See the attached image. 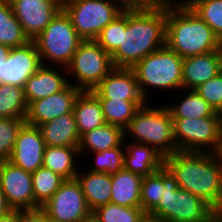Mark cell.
<instances>
[{
  "label": "cell",
  "instance_id": "1",
  "mask_svg": "<svg viewBox=\"0 0 222 222\" xmlns=\"http://www.w3.org/2000/svg\"><path fill=\"white\" fill-rule=\"evenodd\" d=\"M166 6L157 10L123 11L121 43L111 55L114 68H133L148 54L165 46Z\"/></svg>",
  "mask_w": 222,
  "mask_h": 222
},
{
  "label": "cell",
  "instance_id": "2",
  "mask_svg": "<svg viewBox=\"0 0 222 222\" xmlns=\"http://www.w3.org/2000/svg\"><path fill=\"white\" fill-rule=\"evenodd\" d=\"M164 166L179 188L198 196L218 214L222 211V162L217 153L178 151L164 157Z\"/></svg>",
  "mask_w": 222,
  "mask_h": 222
},
{
  "label": "cell",
  "instance_id": "3",
  "mask_svg": "<svg viewBox=\"0 0 222 222\" xmlns=\"http://www.w3.org/2000/svg\"><path fill=\"white\" fill-rule=\"evenodd\" d=\"M165 45L182 58L222 51L210 26L187 4L166 5Z\"/></svg>",
  "mask_w": 222,
  "mask_h": 222
},
{
  "label": "cell",
  "instance_id": "4",
  "mask_svg": "<svg viewBox=\"0 0 222 222\" xmlns=\"http://www.w3.org/2000/svg\"><path fill=\"white\" fill-rule=\"evenodd\" d=\"M164 194L149 214L166 222H218V213L205 201L179 188L178 182L163 165Z\"/></svg>",
  "mask_w": 222,
  "mask_h": 222
},
{
  "label": "cell",
  "instance_id": "5",
  "mask_svg": "<svg viewBox=\"0 0 222 222\" xmlns=\"http://www.w3.org/2000/svg\"><path fill=\"white\" fill-rule=\"evenodd\" d=\"M125 139L153 147L163 157L178 152L174 140L173 119L164 105L157 108L147 102L142 106L124 129ZM131 135V136H130Z\"/></svg>",
  "mask_w": 222,
  "mask_h": 222
},
{
  "label": "cell",
  "instance_id": "6",
  "mask_svg": "<svg viewBox=\"0 0 222 222\" xmlns=\"http://www.w3.org/2000/svg\"><path fill=\"white\" fill-rule=\"evenodd\" d=\"M182 67L183 58L165 45L148 54L131 69L136 75L142 96L149 102L147 94L151 90H182Z\"/></svg>",
  "mask_w": 222,
  "mask_h": 222
},
{
  "label": "cell",
  "instance_id": "7",
  "mask_svg": "<svg viewBox=\"0 0 222 222\" xmlns=\"http://www.w3.org/2000/svg\"><path fill=\"white\" fill-rule=\"evenodd\" d=\"M33 41L43 65L56 64L62 69L71 63L82 39L75 31L69 16L61 9Z\"/></svg>",
  "mask_w": 222,
  "mask_h": 222
},
{
  "label": "cell",
  "instance_id": "8",
  "mask_svg": "<svg viewBox=\"0 0 222 222\" xmlns=\"http://www.w3.org/2000/svg\"><path fill=\"white\" fill-rule=\"evenodd\" d=\"M69 83L81 91H92L113 69L111 56L95 41L82 40L66 67Z\"/></svg>",
  "mask_w": 222,
  "mask_h": 222
},
{
  "label": "cell",
  "instance_id": "9",
  "mask_svg": "<svg viewBox=\"0 0 222 222\" xmlns=\"http://www.w3.org/2000/svg\"><path fill=\"white\" fill-rule=\"evenodd\" d=\"M172 119L178 151L218 153L222 141V116Z\"/></svg>",
  "mask_w": 222,
  "mask_h": 222
},
{
  "label": "cell",
  "instance_id": "10",
  "mask_svg": "<svg viewBox=\"0 0 222 222\" xmlns=\"http://www.w3.org/2000/svg\"><path fill=\"white\" fill-rule=\"evenodd\" d=\"M62 9L82 40H95L101 30L123 12L113 0H76L65 2Z\"/></svg>",
  "mask_w": 222,
  "mask_h": 222
},
{
  "label": "cell",
  "instance_id": "11",
  "mask_svg": "<svg viewBox=\"0 0 222 222\" xmlns=\"http://www.w3.org/2000/svg\"><path fill=\"white\" fill-rule=\"evenodd\" d=\"M41 209L54 222H81L92 213L76 178L65 180Z\"/></svg>",
  "mask_w": 222,
  "mask_h": 222
},
{
  "label": "cell",
  "instance_id": "12",
  "mask_svg": "<svg viewBox=\"0 0 222 222\" xmlns=\"http://www.w3.org/2000/svg\"><path fill=\"white\" fill-rule=\"evenodd\" d=\"M0 187L12 209L35 210L32 173L8 160L0 161Z\"/></svg>",
  "mask_w": 222,
  "mask_h": 222
},
{
  "label": "cell",
  "instance_id": "13",
  "mask_svg": "<svg viewBox=\"0 0 222 222\" xmlns=\"http://www.w3.org/2000/svg\"><path fill=\"white\" fill-rule=\"evenodd\" d=\"M41 65L34 41L11 48L6 61L0 64V84L24 87Z\"/></svg>",
  "mask_w": 222,
  "mask_h": 222
},
{
  "label": "cell",
  "instance_id": "14",
  "mask_svg": "<svg viewBox=\"0 0 222 222\" xmlns=\"http://www.w3.org/2000/svg\"><path fill=\"white\" fill-rule=\"evenodd\" d=\"M8 1L30 41H33L62 9V6L53 0Z\"/></svg>",
  "mask_w": 222,
  "mask_h": 222
},
{
  "label": "cell",
  "instance_id": "15",
  "mask_svg": "<svg viewBox=\"0 0 222 222\" xmlns=\"http://www.w3.org/2000/svg\"><path fill=\"white\" fill-rule=\"evenodd\" d=\"M44 149L45 142L39 127L25 122L18 131L8 161L26 172L34 173L43 166Z\"/></svg>",
  "mask_w": 222,
  "mask_h": 222
},
{
  "label": "cell",
  "instance_id": "16",
  "mask_svg": "<svg viewBox=\"0 0 222 222\" xmlns=\"http://www.w3.org/2000/svg\"><path fill=\"white\" fill-rule=\"evenodd\" d=\"M80 89L70 83L60 92L31 102L28 105L26 123L39 126L49 120L73 112L76 97Z\"/></svg>",
  "mask_w": 222,
  "mask_h": 222
},
{
  "label": "cell",
  "instance_id": "17",
  "mask_svg": "<svg viewBox=\"0 0 222 222\" xmlns=\"http://www.w3.org/2000/svg\"><path fill=\"white\" fill-rule=\"evenodd\" d=\"M97 98L146 101L132 69L114 68L92 91Z\"/></svg>",
  "mask_w": 222,
  "mask_h": 222
},
{
  "label": "cell",
  "instance_id": "18",
  "mask_svg": "<svg viewBox=\"0 0 222 222\" xmlns=\"http://www.w3.org/2000/svg\"><path fill=\"white\" fill-rule=\"evenodd\" d=\"M222 71V51L183 58L182 91L194 90Z\"/></svg>",
  "mask_w": 222,
  "mask_h": 222
},
{
  "label": "cell",
  "instance_id": "19",
  "mask_svg": "<svg viewBox=\"0 0 222 222\" xmlns=\"http://www.w3.org/2000/svg\"><path fill=\"white\" fill-rule=\"evenodd\" d=\"M60 66L41 65L24 85V95L27 105L63 90L68 84L67 69ZM61 70V72H60ZM65 72V74H64Z\"/></svg>",
  "mask_w": 222,
  "mask_h": 222
},
{
  "label": "cell",
  "instance_id": "20",
  "mask_svg": "<svg viewBox=\"0 0 222 222\" xmlns=\"http://www.w3.org/2000/svg\"><path fill=\"white\" fill-rule=\"evenodd\" d=\"M45 146L79 147L80 135L73 112L38 126Z\"/></svg>",
  "mask_w": 222,
  "mask_h": 222
},
{
  "label": "cell",
  "instance_id": "21",
  "mask_svg": "<svg viewBox=\"0 0 222 222\" xmlns=\"http://www.w3.org/2000/svg\"><path fill=\"white\" fill-rule=\"evenodd\" d=\"M124 168L133 173L148 176L164 165V157L153 147L132 141L124 145Z\"/></svg>",
  "mask_w": 222,
  "mask_h": 222
},
{
  "label": "cell",
  "instance_id": "22",
  "mask_svg": "<svg viewBox=\"0 0 222 222\" xmlns=\"http://www.w3.org/2000/svg\"><path fill=\"white\" fill-rule=\"evenodd\" d=\"M81 169L80 172L78 171L76 179L82 188L89 209L94 211L96 208L110 203L111 174L91 172L89 170L85 173Z\"/></svg>",
  "mask_w": 222,
  "mask_h": 222
},
{
  "label": "cell",
  "instance_id": "23",
  "mask_svg": "<svg viewBox=\"0 0 222 222\" xmlns=\"http://www.w3.org/2000/svg\"><path fill=\"white\" fill-rule=\"evenodd\" d=\"M142 176L122 168L111 174V203L124 207H141Z\"/></svg>",
  "mask_w": 222,
  "mask_h": 222
},
{
  "label": "cell",
  "instance_id": "24",
  "mask_svg": "<svg viewBox=\"0 0 222 222\" xmlns=\"http://www.w3.org/2000/svg\"><path fill=\"white\" fill-rule=\"evenodd\" d=\"M73 114L80 137L106 123L99 99L91 91H81L78 94L74 102Z\"/></svg>",
  "mask_w": 222,
  "mask_h": 222
},
{
  "label": "cell",
  "instance_id": "25",
  "mask_svg": "<svg viewBox=\"0 0 222 222\" xmlns=\"http://www.w3.org/2000/svg\"><path fill=\"white\" fill-rule=\"evenodd\" d=\"M124 129L105 123L81 136L79 154L99 152L118 147L125 143ZM88 151V152H87Z\"/></svg>",
  "mask_w": 222,
  "mask_h": 222
},
{
  "label": "cell",
  "instance_id": "26",
  "mask_svg": "<svg viewBox=\"0 0 222 222\" xmlns=\"http://www.w3.org/2000/svg\"><path fill=\"white\" fill-rule=\"evenodd\" d=\"M78 148L45 146L43 167L52 170L65 180L75 179L79 171V167L76 165L78 161L75 162V160L81 157Z\"/></svg>",
  "mask_w": 222,
  "mask_h": 222
},
{
  "label": "cell",
  "instance_id": "27",
  "mask_svg": "<svg viewBox=\"0 0 222 222\" xmlns=\"http://www.w3.org/2000/svg\"><path fill=\"white\" fill-rule=\"evenodd\" d=\"M105 122L125 129L135 113L147 101H130L121 99L98 98Z\"/></svg>",
  "mask_w": 222,
  "mask_h": 222
},
{
  "label": "cell",
  "instance_id": "28",
  "mask_svg": "<svg viewBox=\"0 0 222 222\" xmlns=\"http://www.w3.org/2000/svg\"><path fill=\"white\" fill-rule=\"evenodd\" d=\"M30 42L8 0H0V44L10 48Z\"/></svg>",
  "mask_w": 222,
  "mask_h": 222
},
{
  "label": "cell",
  "instance_id": "29",
  "mask_svg": "<svg viewBox=\"0 0 222 222\" xmlns=\"http://www.w3.org/2000/svg\"><path fill=\"white\" fill-rule=\"evenodd\" d=\"M185 91L182 101L167 106L172 118H202L207 116H222L195 91Z\"/></svg>",
  "mask_w": 222,
  "mask_h": 222
},
{
  "label": "cell",
  "instance_id": "30",
  "mask_svg": "<svg viewBox=\"0 0 222 222\" xmlns=\"http://www.w3.org/2000/svg\"><path fill=\"white\" fill-rule=\"evenodd\" d=\"M168 4H187L212 29L222 43V0H167Z\"/></svg>",
  "mask_w": 222,
  "mask_h": 222
},
{
  "label": "cell",
  "instance_id": "31",
  "mask_svg": "<svg viewBox=\"0 0 222 222\" xmlns=\"http://www.w3.org/2000/svg\"><path fill=\"white\" fill-rule=\"evenodd\" d=\"M28 105L24 88L10 84H0V118H25Z\"/></svg>",
  "mask_w": 222,
  "mask_h": 222
},
{
  "label": "cell",
  "instance_id": "32",
  "mask_svg": "<svg viewBox=\"0 0 222 222\" xmlns=\"http://www.w3.org/2000/svg\"><path fill=\"white\" fill-rule=\"evenodd\" d=\"M64 181L63 177L43 166L32 173L35 209L41 208L60 188Z\"/></svg>",
  "mask_w": 222,
  "mask_h": 222
},
{
  "label": "cell",
  "instance_id": "33",
  "mask_svg": "<svg viewBox=\"0 0 222 222\" xmlns=\"http://www.w3.org/2000/svg\"><path fill=\"white\" fill-rule=\"evenodd\" d=\"M164 194L163 166L151 175L142 178L140 203L145 213H149Z\"/></svg>",
  "mask_w": 222,
  "mask_h": 222
},
{
  "label": "cell",
  "instance_id": "34",
  "mask_svg": "<svg viewBox=\"0 0 222 222\" xmlns=\"http://www.w3.org/2000/svg\"><path fill=\"white\" fill-rule=\"evenodd\" d=\"M92 213L100 222H139L145 214L141 207H124L111 202L96 208Z\"/></svg>",
  "mask_w": 222,
  "mask_h": 222
},
{
  "label": "cell",
  "instance_id": "35",
  "mask_svg": "<svg viewBox=\"0 0 222 222\" xmlns=\"http://www.w3.org/2000/svg\"><path fill=\"white\" fill-rule=\"evenodd\" d=\"M123 145L124 143L108 150L89 153L93 154L95 158V166L89 171L114 174L124 168L125 149Z\"/></svg>",
  "mask_w": 222,
  "mask_h": 222
},
{
  "label": "cell",
  "instance_id": "36",
  "mask_svg": "<svg viewBox=\"0 0 222 222\" xmlns=\"http://www.w3.org/2000/svg\"><path fill=\"white\" fill-rule=\"evenodd\" d=\"M25 118H0V161L10 158L19 129Z\"/></svg>",
  "mask_w": 222,
  "mask_h": 222
},
{
  "label": "cell",
  "instance_id": "37",
  "mask_svg": "<svg viewBox=\"0 0 222 222\" xmlns=\"http://www.w3.org/2000/svg\"><path fill=\"white\" fill-rule=\"evenodd\" d=\"M217 113L222 114V71L194 89Z\"/></svg>",
  "mask_w": 222,
  "mask_h": 222
},
{
  "label": "cell",
  "instance_id": "38",
  "mask_svg": "<svg viewBox=\"0 0 222 222\" xmlns=\"http://www.w3.org/2000/svg\"><path fill=\"white\" fill-rule=\"evenodd\" d=\"M95 41L111 56L121 43V14L106 25Z\"/></svg>",
  "mask_w": 222,
  "mask_h": 222
},
{
  "label": "cell",
  "instance_id": "39",
  "mask_svg": "<svg viewBox=\"0 0 222 222\" xmlns=\"http://www.w3.org/2000/svg\"><path fill=\"white\" fill-rule=\"evenodd\" d=\"M123 11L157 10L168 4L167 0H113Z\"/></svg>",
  "mask_w": 222,
  "mask_h": 222
},
{
  "label": "cell",
  "instance_id": "40",
  "mask_svg": "<svg viewBox=\"0 0 222 222\" xmlns=\"http://www.w3.org/2000/svg\"><path fill=\"white\" fill-rule=\"evenodd\" d=\"M19 222H54L49 219L45 212L39 208L35 210H20L19 209Z\"/></svg>",
  "mask_w": 222,
  "mask_h": 222
},
{
  "label": "cell",
  "instance_id": "41",
  "mask_svg": "<svg viewBox=\"0 0 222 222\" xmlns=\"http://www.w3.org/2000/svg\"><path fill=\"white\" fill-rule=\"evenodd\" d=\"M0 222H19V209H12L7 214L0 217Z\"/></svg>",
  "mask_w": 222,
  "mask_h": 222
},
{
  "label": "cell",
  "instance_id": "42",
  "mask_svg": "<svg viewBox=\"0 0 222 222\" xmlns=\"http://www.w3.org/2000/svg\"><path fill=\"white\" fill-rule=\"evenodd\" d=\"M11 210L12 208L8 205L5 195L2 192L1 187H0V217L4 216Z\"/></svg>",
  "mask_w": 222,
  "mask_h": 222
},
{
  "label": "cell",
  "instance_id": "43",
  "mask_svg": "<svg viewBox=\"0 0 222 222\" xmlns=\"http://www.w3.org/2000/svg\"><path fill=\"white\" fill-rule=\"evenodd\" d=\"M139 222H166V221L160 217H156L149 213H145Z\"/></svg>",
  "mask_w": 222,
  "mask_h": 222
},
{
  "label": "cell",
  "instance_id": "44",
  "mask_svg": "<svg viewBox=\"0 0 222 222\" xmlns=\"http://www.w3.org/2000/svg\"><path fill=\"white\" fill-rule=\"evenodd\" d=\"M10 50L11 48L9 46L0 44V64L6 61Z\"/></svg>",
  "mask_w": 222,
  "mask_h": 222
},
{
  "label": "cell",
  "instance_id": "45",
  "mask_svg": "<svg viewBox=\"0 0 222 222\" xmlns=\"http://www.w3.org/2000/svg\"><path fill=\"white\" fill-rule=\"evenodd\" d=\"M81 222H100V221L93 213H91L89 216L85 217Z\"/></svg>",
  "mask_w": 222,
  "mask_h": 222
},
{
  "label": "cell",
  "instance_id": "46",
  "mask_svg": "<svg viewBox=\"0 0 222 222\" xmlns=\"http://www.w3.org/2000/svg\"><path fill=\"white\" fill-rule=\"evenodd\" d=\"M221 159V162H222V141H221V145H220V148H219V151L217 153Z\"/></svg>",
  "mask_w": 222,
  "mask_h": 222
},
{
  "label": "cell",
  "instance_id": "47",
  "mask_svg": "<svg viewBox=\"0 0 222 222\" xmlns=\"http://www.w3.org/2000/svg\"><path fill=\"white\" fill-rule=\"evenodd\" d=\"M53 1H55L56 3H58L61 6H63L65 3V0H53Z\"/></svg>",
  "mask_w": 222,
  "mask_h": 222
},
{
  "label": "cell",
  "instance_id": "48",
  "mask_svg": "<svg viewBox=\"0 0 222 222\" xmlns=\"http://www.w3.org/2000/svg\"><path fill=\"white\" fill-rule=\"evenodd\" d=\"M218 222H222V211L218 215Z\"/></svg>",
  "mask_w": 222,
  "mask_h": 222
},
{
  "label": "cell",
  "instance_id": "49",
  "mask_svg": "<svg viewBox=\"0 0 222 222\" xmlns=\"http://www.w3.org/2000/svg\"><path fill=\"white\" fill-rule=\"evenodd\" d=\"M73 1H76V0H65V2H73Z\"/></svg>",
  "mask_w": 222,
  "mask_h": 222
}]
</instances>
